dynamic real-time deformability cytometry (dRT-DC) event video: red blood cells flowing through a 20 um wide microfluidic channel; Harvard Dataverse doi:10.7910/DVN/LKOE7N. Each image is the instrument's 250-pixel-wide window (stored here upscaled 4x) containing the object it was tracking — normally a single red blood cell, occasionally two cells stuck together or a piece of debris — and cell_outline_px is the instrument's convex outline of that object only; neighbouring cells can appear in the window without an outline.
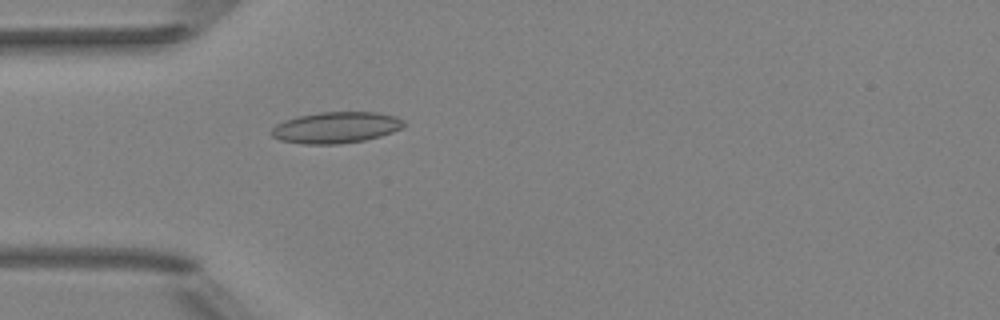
{"species": "Egyptian fruit bat (a non-hibernating species)", "species_latin": "Rousettus aegyptiacus", "temperature_condition": "room temperature", "stored_images_in_passage": 51, "camera_frame_rate_fps": 3000, "um_per_image_px": 0.085, "animal": {"sex": "female"}, "frame": {"image": 1, "passage_image": 15, "time_ms": 4.667, "image_size_px": [1000, 320], "cell_outline_px": [[404, 124], [400, 128], [392, 132], [380, 136], [364, 140], [336, 144], [304, 144], [280, 140], [272, 136], [268, 132], [276, 124], [284, 120], [296, 116], [320, 112], [376, 112], [396, 116], [404, 120]], "centroid_in_image_um": [28.51, 10.83], "position_along_channel_um": 56.5, "area_um2": 24.16}}
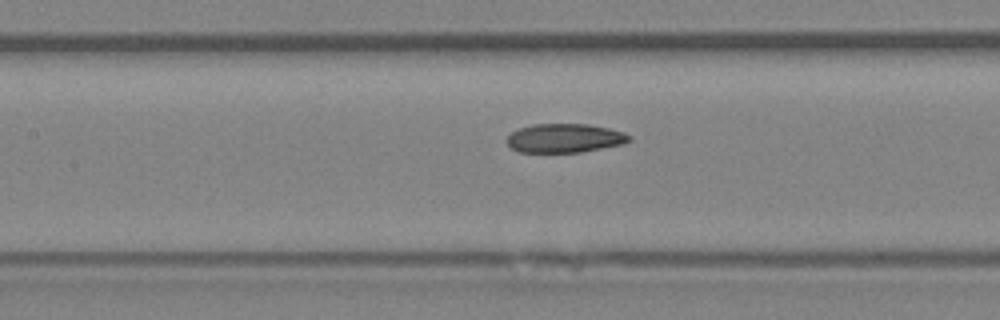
{"frame": {"image": 2, "passage_image": 23, "time_ms": 7.333, "image_size_px": [1000, 320], "cell_outline_px": [[632, 140], [624, 144], [580, 152], [520, 152], [512, 148], [504, 140], [512, 132], [520, 128], [532, 124], [588, 124], [608, 128], [624, 132], [632, 136]], "centroid_in_image_um": [48.02, 11.74], "position_along_channel_um": 159.4, "area_um2": 20.69}}
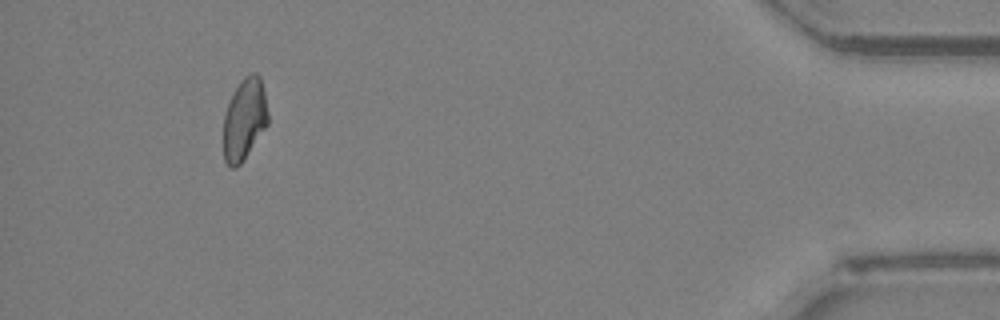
{"frame": {"image": 3, "passage_image": 47, "time_ms": 15.333, "image_size_px": [1000, 320], "cell_outline_px": [[268, 124], [240, 164], [236, 168], [232, 168], [224, 160], [224, 116], [228, 104], [240, 80], [244, 76], [252, 72], [256, 72], [260, 76], [264, 92], [268, 112]], "centroid_in_image_um": [20.78, 10.12], "position_along_channel_um": 414.4, "area_um2": 20.98}, "authors_computed_cell_mechanics": {"area_um2": 21.5594, "velocity_mm_per_s": 4.0385, "shape_relaxation_time_tau1_ms": null, "shape_relaxation_time_tau2_ms": 4.7749, "deformation_change_tau1": null, "deformation_change_tau2": 0.1035}}